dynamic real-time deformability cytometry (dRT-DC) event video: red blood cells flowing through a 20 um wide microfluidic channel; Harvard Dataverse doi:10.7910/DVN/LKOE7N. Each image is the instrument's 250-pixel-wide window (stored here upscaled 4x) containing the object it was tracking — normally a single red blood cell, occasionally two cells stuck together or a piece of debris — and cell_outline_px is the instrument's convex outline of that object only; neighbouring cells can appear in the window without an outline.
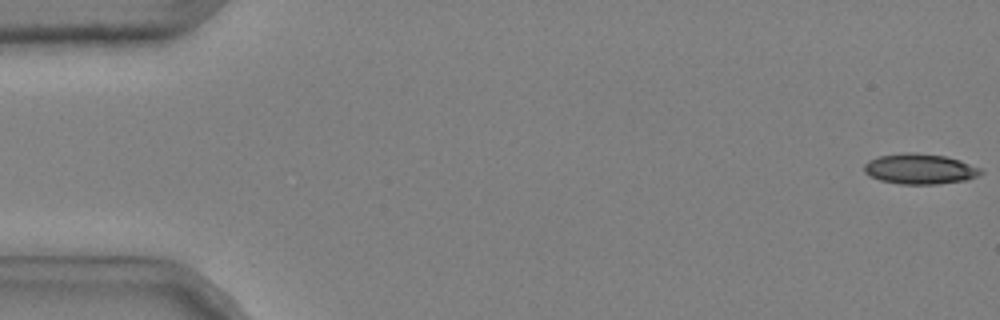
{"species": "common noctule bat (a hibernating species)", "species_latin": "Nyctalus noctula", "temperature_condition": "cold", "stored_images_in_passage": 15, "camera_frame_rate_fps": 3000, "um_per_image_px": 0.085, "animal": {"sex": "male", "body_mass_g": 20.4}, "frame": {"image": 1, "passage_image": 1, "time_ms": 0.0, "image_size_px": [1000, 320], "cell_outline_px": [[984, 172], [968, 180], [936, 184], [900, 184], [880, 180], [864, 172], [864, 164], [868, 160], [880, 156], [908, 152], [912, 152], [944, 156], [960, 160], [980, 168]], "centroid_in_image_um": [78.19, 14.36], "position_along_channel_um": 6.8, "area_um2": 20.52}}